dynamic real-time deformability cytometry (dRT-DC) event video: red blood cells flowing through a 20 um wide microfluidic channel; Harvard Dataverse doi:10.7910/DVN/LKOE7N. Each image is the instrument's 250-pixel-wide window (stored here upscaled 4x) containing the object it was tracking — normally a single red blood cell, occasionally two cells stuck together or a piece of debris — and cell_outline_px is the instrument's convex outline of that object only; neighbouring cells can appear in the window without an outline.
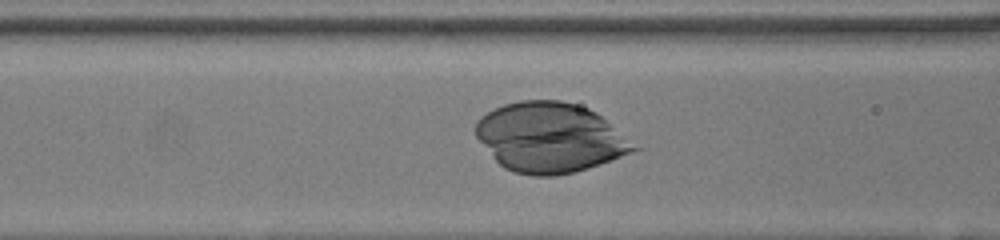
{"species": "human", "species_latin": "Homo sapiens", "temperature_condition": "room temperature", "stored_images_in_passage": 37, "camera_frame_rate_fps": 3000, "um_per_image_px": 0.085, "donor": {"sex": "female"}, "frame": {"image": 1, "passage_image": 16, "time_ms": 5.0, "image_size_px": [1000, 240], "cell_outline_px": [[644, 148], [612, 160], [576, 172], [556, 176], [532, 176], [516, 172], [504, 168], [492, 156], [476, 136], [476, 124], [488, 112], [504, 104], [520, 100], [560, 100], [588, 108], [596, 112]], "centroid_in_image_um": [46.82, 11.7], "position_along_channel_um": 119.8, "area_um2": 64.33}}